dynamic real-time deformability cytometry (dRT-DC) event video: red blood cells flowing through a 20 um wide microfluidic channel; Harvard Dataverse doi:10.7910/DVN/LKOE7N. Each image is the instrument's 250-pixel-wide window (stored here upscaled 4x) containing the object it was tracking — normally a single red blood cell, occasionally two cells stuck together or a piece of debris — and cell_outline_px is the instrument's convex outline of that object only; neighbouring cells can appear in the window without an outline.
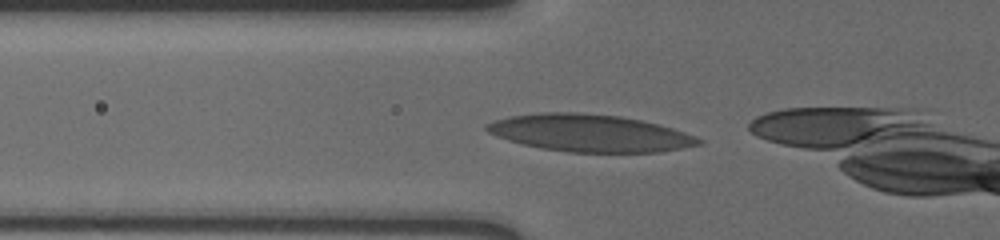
{"species": "human", "species_latin": "Homo sapiens", "temperature_condition": "cold", "stored_images_in_passage": 35, "camera_frame_rate_fps": 3000, "um_per_image_px": 0.085, "donor": {"sex": "male"}, "frame": {"image": 1, "passage_image": 9, "time_ms": 2.667, "image_size_px": [1000, 240], "cell_outline_px": [[704, 144], [660, 152], [568, 152], [540, 148], [508, 140], [496, 136], [488, 132], [484, 128], [484, 124], [496, 120], [512, 116], [540, 112], [576, 112], [620, 116], [640, 120], [672, 128], [696, 136], [704, 140]], "centroid_in_image_um": [50.14, 11.31], "position_along_channel_um": 75.7, "area_um2": 45.95}}
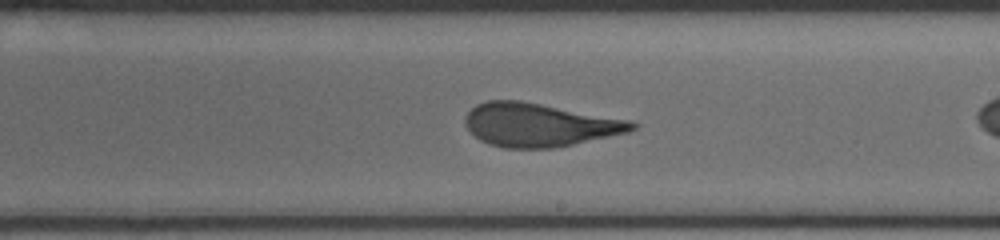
{"frame": {"image": 2, "passage_image": 23, "time_ms": 7.333, "image_size_px": [1000, 240], "cell_outline_px": [[640, 124], [636, 128], [628, 132], [572, 144], [552, 148], [504, 148], [488, 144], [480, 140], [464, 124], [464, 116], [476, 104], [488, 100], [520, 100], [628, 120]], "centroid_in_image_um": [45.79, 10.61], "position_along_channel_um": 243.2, "area_um2": 41.85}}
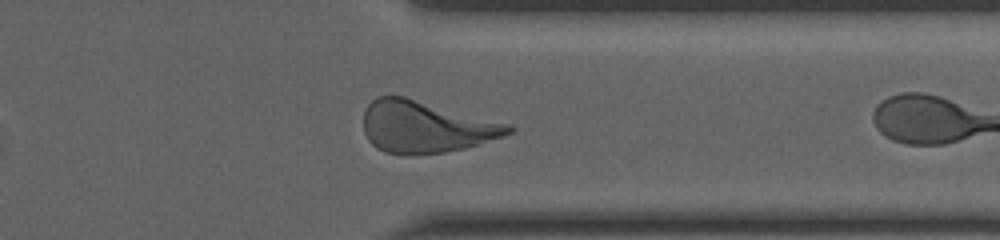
{"frame": {"image": 3, "passage_image": 34, "time_ms": 11.0, "image_size_px": [1000, 240], "cell_outline_px": [[516, 128], [512, 132], [504, 136], [464, 148], [444, 152], [412, 156], [408, 156], [384, 152], [376, 148], [368, 140], [364, 132], [364, 108], [376, 96], [404, 96], [512, 124]], "centroid_in_image_um": [36.18, 10.79], "position_along_channel_um": 375.2, "area_um2": 44.22}}